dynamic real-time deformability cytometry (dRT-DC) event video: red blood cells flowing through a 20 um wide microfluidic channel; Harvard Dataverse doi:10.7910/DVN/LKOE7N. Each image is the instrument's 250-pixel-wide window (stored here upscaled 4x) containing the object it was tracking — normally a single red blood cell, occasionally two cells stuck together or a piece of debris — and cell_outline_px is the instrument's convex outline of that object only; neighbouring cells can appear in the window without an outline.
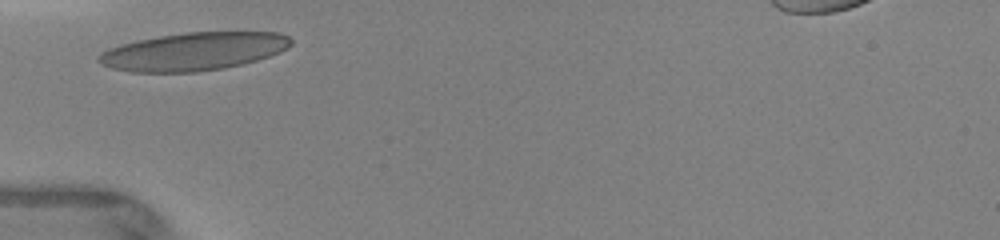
{"species": "human", "species_latin": "Homo sapiens", "temperature_condition": "warm", "stored_images_in_passage": 8, "camera_frame_rate_fps": 3000, "um_per_image_px": 0.085, "donor": {"sex": "female"}, "frame": {"image": 1, "passage_image": 1, "time_ms": 0.0, "image_size_px": [1000, 240], "cell_outline_px": [[292, 44], [288, 48], [280, 52], [256, 60], [224, 68], [196, 72], [132, 72], [112, 68], [100, 64], [96, 60], [108, 48], [120, 44], [160, 36], [184, 32], [280, 32], [288, 36], [292, 40]], "centroid_in_image_um": [16.47, 4.37], "position_along_channel_um": 68.5, "area_um2": 42.43}}